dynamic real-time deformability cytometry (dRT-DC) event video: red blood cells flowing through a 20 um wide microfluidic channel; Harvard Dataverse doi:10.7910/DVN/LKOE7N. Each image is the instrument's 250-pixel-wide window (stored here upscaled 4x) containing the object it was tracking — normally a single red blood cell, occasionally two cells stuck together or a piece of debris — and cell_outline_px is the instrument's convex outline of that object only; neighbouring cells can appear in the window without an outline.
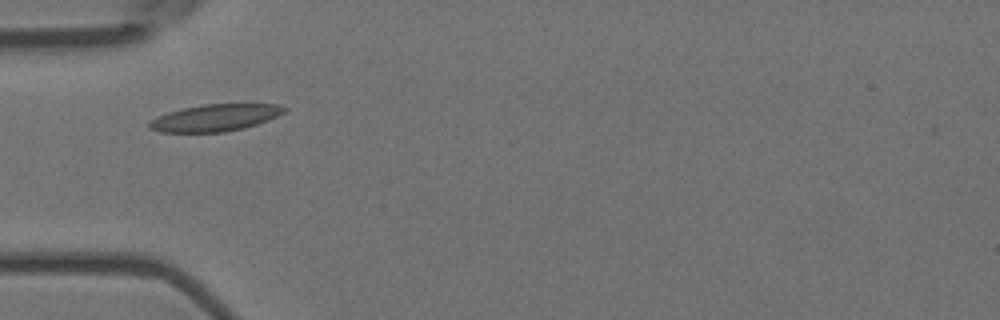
{"species": "Egyptian fruit bat (a non-hibernating species)", "species_latin": "Rousettus aegyptiacus", "temperature_condition": "room temperature", "stored_images_in_passage": 9, "camera_frame_rate_fps": 3000, "um_per_image_px": 0.085, "animal": {"sex": "female"}, "frame": {"image": 1, "passage_image": 1, "time_ms": 0.0, "image_size_px": [1000, 320], "cell_outline_px": [[288, 108], [284, 112], [268, 120], [244, 128], [224, 132], [160, 132], [148, 128], [148, 120], [168, 112], [184, 108], [204, 104], [280, 104]], "centroid_in_image_um": [18.27, 10.01], "position_along_channel_um": 66.7, "area_um2": 21.15}}
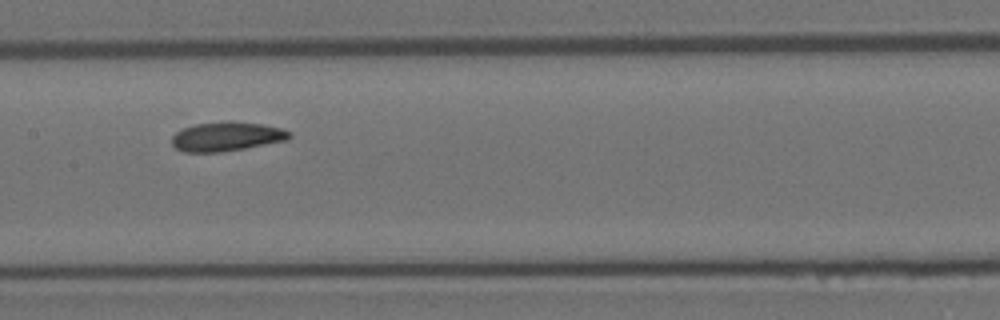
{"frame": {"image": 2, "passage_image": 4, "time_ms": 1.0, "image_size_px": [1000, 320], "cell_outline_px": [[292, 136], [288, 140], [244, 148], [220, 152], [184, 152], [176, 148], [172, 144], [172, 136], [176, 132], [184, 128], [196, 124], [228, 120], [260, 124], [280, 128], [292, 132]], "centroid_in_image_um": [19.27, 11.6], "position_along_channel_um": 188.1, "area_um2": 20.0}}
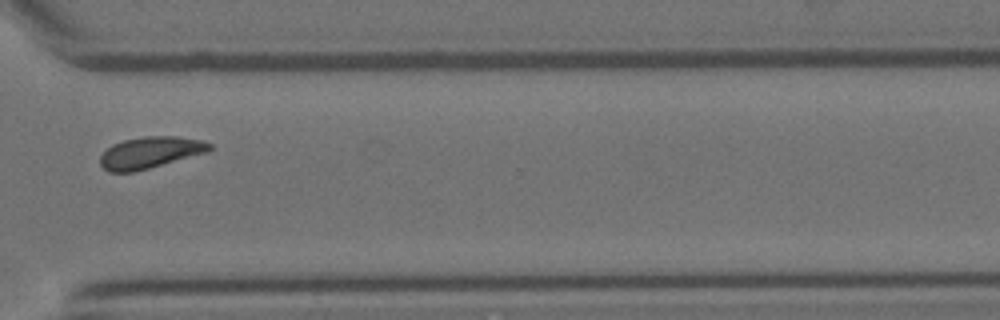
{"frame": {"image": 3, "passage_image": 8, "time_ms": 2.333, "image_size_px": [1000, 320], "cell_outline_px": [[212, 148], [208, 152], [148, 168], [132, 172], [108, 172], [100, 164], [100, 156], [112, 144], [124, 140], [144, 136], [176, 136], [204, 140], [212, 144]], "centroid_in_image_um": [12.78, 12.95], "position_along_channel_um": 357.8, "area_um2": 20.06}}